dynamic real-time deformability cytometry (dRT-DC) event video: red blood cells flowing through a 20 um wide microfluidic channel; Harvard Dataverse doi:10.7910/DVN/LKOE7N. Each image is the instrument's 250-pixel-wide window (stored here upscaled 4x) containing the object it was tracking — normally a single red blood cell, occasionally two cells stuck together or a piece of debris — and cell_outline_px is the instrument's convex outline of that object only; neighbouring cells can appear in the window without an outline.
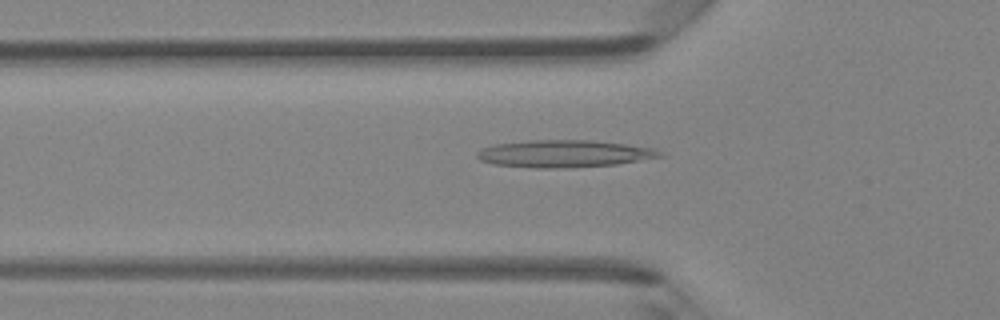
{"species": "Egyptian fruit bat (a non-hibernating species)", "species_latin": "Rousettus aegyptiacus", "temperature_condition": "room temperature", "stored_images_in_passage": 44, "camera_frame_rate_fps": 3000, "um_per_image_px": 0.085, "animal": {"sex": "female"}, "frame": {"image": 1, "passage_image": 15, "time_ms": 4.667, "image_size_px": [1000, 320], "cell_outline_px": [[664, 156], [616, 164], [572, 168], [536, 168], [492, 164], [480, 160], [476, 156], [476, 152], [484, 148], [496, 144], [532, 140], [592, 140], [656, 148]], "centroid_in_image_um": [47.95, 13.07], "position_along_channel_um": 77.8, "area_um2": 29.02}}
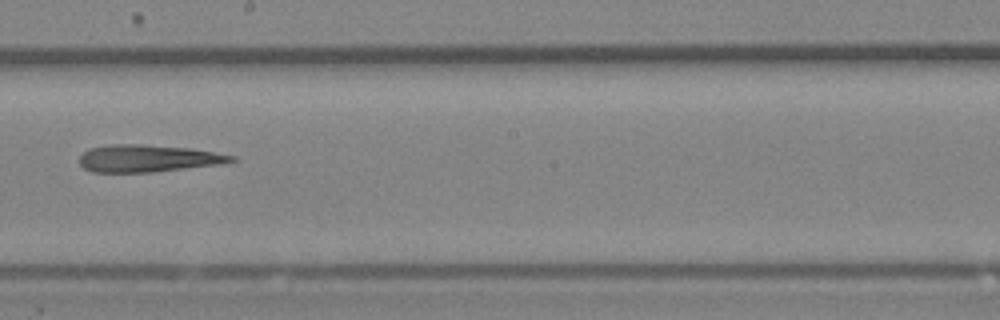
{"frame": {"image": 2, "passage_image": 26, "time_ms": 8.333, "image_size_px": [1000, 320], "cell_outline_px": [[240, 160], [220, 164], [152, 172], [92, 172], [84, 168], [80, 164], [80, 156], [88, 148], [112, 144], [140, 144], [188, 148], [236, 156]], "centroid_in_image_um": [12.57, 13.46], "position_along_channel_um": 235.6, "area_um2": 23.99}}
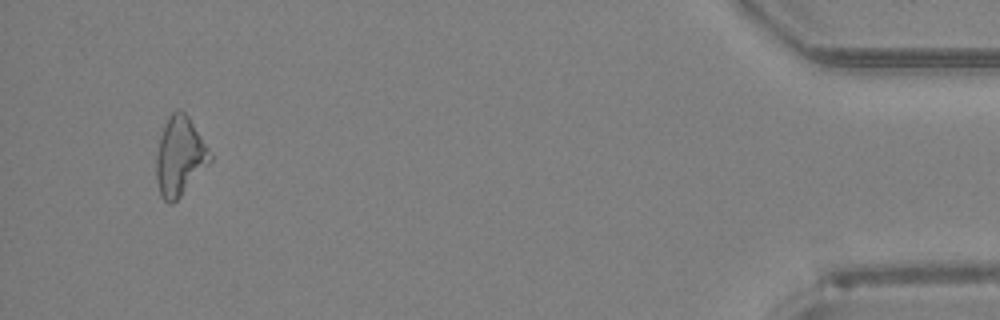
{"frame": {"image": 3, "passage_image": 44, "time_ms": 14.333, "image_size_px": [1000, 320], "cell_outline_px": [[212, 160], [180, 196], [172, 204], [168, 204], [160, 196], [156, 180], [156, 152], [160, 136], [164, 124], [168, 116], [176, 108], [180, 108], [188, 116], [208, 148], [212, 156]], "centroid_in_image_um": [15.25, 13.27], "position_along_channel_um": 420.0, "area_um2": 24.68}, "authors_computed_cell_mechanics": {"area_um2": 24.5939, "velocity_mm_per_s": 4.3053, "shape_relaxation_time_tau1_ms": null, "shape_relaxation_time_tau2_ms": 3.8275, "deformation_change_tau1": null, "deformation_change_tau2": 0.1876}}